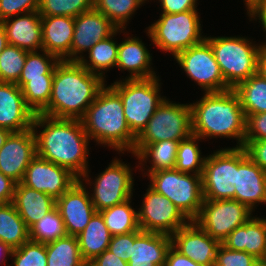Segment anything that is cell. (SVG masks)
<instances>
[{
	"instance_id": "6da1fadb",
	"label": "cell",
	"mask_w": 266,
	"mask_h": 266,
	"mask_svg": "<svg viewBox=\"0 0 266 266\" xmlns=\"http://www.w3.org/2000/svg\"><path fill=\"white\" fill-rule=\"evenodd\" d=\"M37 127H44L40 134L37 133ZM32 129L36 137L37 156L68 169L78 179L82 177L85 183L91 184L87 179V146L90 138L80 119L53 118L36 114Z\"/></svg>"
},
{
	"instance_id": "7a4b0ae2",
	"label": "cell",
	"mask_w": 266,
	"mask_h": 266,
	"mask_svg": "<svg viewBox=\"0 0 266 266\" xmlns=\"http://www.w3.org/2000/svg\"><path fill=\"white\" fill-rule=\"evenodd\" d=\"M104 82L78 61H59L55 66L49 103L40 114L81 119L99 91L107 85Z\"/></svg>"
},
{
	"instance_id": "3957f363",
	"label": "cell",
	"mask_w": 266,
	"mask_h": 266,
	"mask_svg": "<svg viewBox=\"0 0 266 266\" xmlns=\"http://www.w3.org/2000/svg\"><path fill=\"white\" fill-rule=\"evenodd\" d=\"M192 110V133L207 137L235 138L236 148L244 147L246 117L234 89L205 93Z\"/></svg>"
},
{
	"instance_id": "277c9868",
	"label": "cell",
	"mask_w": 266,
	"mask_h": 266,
	"mask_svg": "<svg viewBox=\"0 0 266 266\" xmlns=\"http://www.w3.org/2000/svg\"><path fill=\"white\" fill-rule=\"evenodd\" d=\"M85 132L98 144L108 145L116 151L132 152L136 136L129 129L120 96L106 85L80 119Z\"/></svg>"
},
{
	"instance_id": "5b68a950",
	"label": "cell",
	"mask_w": 266,
	"mask_h": 266,
	"mask_svg": "<svg viewBox=\"0 0 266 266\" xmlns=\"http://www.w3.org/2000/svg\"><path fill=\"white\" fill-rule=\"evenodd\" d=\"M158 77L123 79L109 85L121 98L126 123L137 137L166 97L159 95Z\"/></svg>"
},
{
	"instance_id": "8992f818",
	"label": "cell",
	"mask_w": 266,
	"mask_h": 266,
	"mask_svg": "<svg viewBox=\"0 0 266 266\" xmlns=\"http://www.w3.org/2000/svg\"><path fill=\"white\" fill-rule=\"evenodd\" d=\"M215 55L224 81L234 89L239 83L257 73L261 45L243 37H205Z\"/></svg>"
},
{
	"instance_id": "52a82bcc",
	"label": "cell",
	"mask_w": 266,
	"mask_h": 266,
	"mask_svg": "<svg viewBox=\"0 0 266 266\" xmlns=\"http://www.w3.org/2000/svg\"><path fill=\"white\" fill-rule=\"evenodd\" d=\"M197 10L182 13H161L160 19L148 27L147 33L160 50L172 53L174 58L189 47L202 43L201 24Z\"/></svg>"
},
{
	"instance_id": "ba28073f",
	"label": "cell",
	"mask_w": 266,
	"mask_h": 266,
	"mask_svg": "<svg viewBox=\"0 0 266 266\" xmlns=\"http://www.w3.org/2000/svg\"><path fill=\"white\" fill-rule=\"evenodd\" d=\"M148 177L152 189L167 197L189 221L196 219L204 202L202 175L166 169L149 173Z\"/></svg>"
},
{
	"instance_id": "9c48e42d",
	"label": "cell",
	"mask_w": 266,
	"mask_h": 266,
	"mask_svg": "<svg viewBox=\"0 0 266 266\" xmlns=\"http://www.w3.org/2000/svg\"><path fill=\"white\" fill-rule=\"evenodd\" d=\"M192 134L191 105L176 104L165 99L136 137L131 153L136 156L148 144L162 140L181 141Z\"/></svg>"
},
{
	"instance_id": "30bf717a",
	"label": "cell",
	"mask_w": 266,
	"mask_h": 266,
	"mask_svg": "<svg viewBox=\"0 0 266 266\" xmlns=\"http://www.w3.org/2000/svg\"><path fill=\"white\" fill-rule=\"evenodd\" d=\"M252 211L239 201L233 199H204L196 222L211 238L220 243L237 227L246 223Z\"/></svg>"
},
{
	"instance_id": "8fae6325",
	"label": "cell",
	"mask_w": 266,
	"mask_h": 266,
	"mask_svg": "<svg viewBox=\"0 0 266 266\" xmlns=\"http://www.w3.org/2000/svg\"><path fill=\"white\" fill-rule=\"evenodd\" d=\"M174 59L205 93L231 89L224 81L212 47L206 40L180 52Z\"/></svg>"
},
{
	"instance_id": "7c38bea8",
	"label": "cell",
	"mask_w": 266,
	"mask_h": 266,
	"mask_svg": "<svg viewBox=\"0 0 266 266\" xmlns=\"http://www.w3.org/2000/svg\"><path fill=\"white\" fill-rule=\"evenodd\" d=\"M146 191L142 206L137 211L138 224L142 231L171 236L189 222L167 197L157 193L150 186Z\"/></svg>"
},
{
	"instance_id": "4fadbf2b",
	"label": "cell",
	"mask_w": 266,
	"mask_h": 266,
	"mask_svg": "<svg viewBox=\"0 0 266 266\" xmlns=\"http://www.w3.org/2000/svg\"><path fill=\"white\" fill-rule=\"evenodd\" d=\"M131 168L119 159L100 173L95 181L91 201L97 212L121 204L131 199L133 194V177Z\"/></svg>"
},
{
	"instance_id": "5bb4252c",
	"label": "cell",
	"mask_w": 266,
	"mask_h": 266,
	"mask_svg": "<svg viewBox=\"0 0 266 266\" xmlns=\"http://www.w3.org/2000/svg\"><path fill=\"white\" fill-rule=\"evenodd\" d=\"M234 177L235 147L223 148L205 157L202 174L204 199L234 200Z\"/></svg>"
},
{
	"instance_id": "9a60e30c",
	"label": "cell",
	"mask_w": 266,
	"mask_h": 266,
	"mask_svg": "<svg viewBox=\"0 0 266 266\" xmlns=\"http://www.w3.org/2000/svg\"><path fill=\"white\" fill-rule=\"evenodd\" d=\"M235 196L251 211L258 203L266 204V171L248 156L244 147H235Z\"/></svg>"
},
{
	"instance_id": "2e32d148",
	"label": "cell",
	"mask_w": 266,
	"mask_h": 266,
	"mask_svg": "<svg viewBox=\"0 0 266 266\" xmlns=\"http://www.w3.org/2000/svg\"><path fill=\"white\" fill-rule=\"evenodd\" d=\"M77 180L68 169L36 155L25 170L21 183L57 200Z\"/></svg>"
},
{
	"instance_id": "e0dca14e",
	"label": "cell",
	"mask_w": 266,
	"mask_h": 266,
	"mask_svg": "<svg viewBox=\"0 0 266 266\" xmlns=\"http://www.w3.org/2000/svg\"><path fill=\"white\" fill-rule=\"evenodd\" d=\"M36 155V137L32 128L12 132L0 148V172L18 184Z\"/></svg>"
},
{
	"instance_id": "ac0fdd59",
	"label": "cell",
	"mask_w": 266,
	"mask_h": 266,
	"mask_svg": "<svg viewBox=\"0 0 266 266\" xmlns=\"http://www.w3.org/2000/svg\"><path fill=\"white\" fill-rule=\"evenodd\" d=\"M68 235L78 236L97 212L82 179L56 200Z\"/></svg>"
},
{
	"instance_id": "d6986e66",
	"label": "cell",
	"mask_w": 266,
	"mask_h": 266,
	"mask_svg": "<svg viewBox=\"0 0 266 266\" xmlns=\"http://www.w3.org/2000/svg\"><path fill=\"white\" fill-rule=\"evenodd\" d=\"M118 28L94 7L74 18V34L70 49V61H78L83 51L113 35Z\"/></svg>"
},
{
	"instance_id": "ffe728a7",
	"label": "cell",
	"mask_w": 266,
	"mask_h": 266,
	"mask_svg": "<svg viewBox=\"0 0 266 266\" xmlns=\"http://www.w3.org/2000/svg\"><path fill=\"white\" fill-rule=\"evenodd\" d=\"M172 246L184 256L204 266H214L221 244L211 238L196 222L189 221L171 235Z\"/></svg>"
},
{
	"instance_id": "44dd1931",
	"label": "cell",
	"mask_w": 266,
	"mask_h": 266,
	"mask_svg": "<svg viewBox=\"0 0 266 266\" xmlns=\"http://www.w3.org/2000/svg\"><path fill=\"white\" fill-rule=\"evenodd\" d=\"M34 113L26 106L16 83L0 82V127L11 132L32 128Z\"/></svg>"
},
{
	"instance_id": "7402d4cb",
	"label": "cell",
	"mask_w": 266,
	"mask_h": 266,
	"mask_svg": "<svg viewBox=\"0 0 266 266\" xmlns=\"http://www.w3.org/2000/svg\"><path fill=\"white\" fill-rule=\"evenodd\" d=\"M171 245L170 235L134 231V243H130L128 266H164Z\"/></svg>"
},
{
	"instance_id": "603a6c76",
	"label": "cell",
	"mask_w": 266,
	"mask_h": 266,
	"mask_svg": "<svg viewBox=\"0 0 266 266\" xmlns=\"http://www.w3.org/2000/svg\"><path fill=\"white\" fill-rule=\"evenodd\" d=\"M1 21L8 44L27 52L42 51V23L39 11H33ZM13 19V20H12Z\"/></svg>"
},
{
	"instance_id": "cb8c5ba5",
	"label": "cell",
	"mask_w": 266,
	"mask_h": 266,
	"mask_svg": "<svg viewBox=\"0 0 266 266\" xmlns=\"http://www.w3.org/2000/svg\"><path fill=\"white\" fill-rule=\"evenodd\" d=\"M42 50L60 61H70L74 34V18L69 16H41Z\"/></svg>"
},
{
	"instance_id": "d4e9b609",
	"label": "cell",
	"mask_w": 266,
	"mask_h": 266,
	"mask_svg": "<svg viewBox=\"0 0 266 266\" xmlns=\"http://www.w3.org/2000/svg\"><path fill=\"white\" fill-rule=\"evenodd\" d=\"M227 249L244 251L261 261L266 252V219L251 217L221 243Z\"/></svg>"
},
{
	"instance_id": "484cf974",
	"label": "cell",
	"mask_w": 266,
	"mask_h": 266,
	"mask_svg": "<svg viewBox=\"0 0 266 266\" xmlns=\"http://www.w3.org/2000/svg\"><path fill=\"white\" fill-rule=\"evenodd\" d=\"M152 57L139 38L130 36L119 43L116 66L129 71L127 79H148L156 77L150 67Z\"/></svg>"
},
{
	"instance_id": "4316f807",
	"label": "cell",
	"mask_w": 266,
	"mask_h": 266,
	"mask_svg": "<svg viewBox=\"0 0 266 266\" xmlns=\"http://www.w3.org/2000/svg\"><path fill=\"white\" fill-rule=\"evenodd\" d=\"M12 203L28 229L56 207L54 198L21 182L15 185Z\"/></svg>"
},
{
	"instance_id": "83f0119b",
	"label": "cell",
	"mask_w": 266,
	"mask_h": 266,
	"mask_svg": "<svg viewBox=\"0 0 266 266\" xmlns=\"http://www.w3.org/2000/svg\"><path fill=\"white\" fill-rule=\"evenodd\" d=\"M112 235L100 212H96L86 228L77 236L82 259L88 264L109 247Z\"/></svg>"
},
{
	"instance_id": "f1b7e54d",
	"label": "cell",
	"mask_w": 266,
	"mask_h": 266,
	"mask_svg": "<svg viewBox=\"0 0 266 266\" xmlns=\"http://www.w3.org/2000/svg\"><path fill=\"white\" fill-rule=\"evenodd\" d=\"M122 30L124 29H118L110 37L94 44L88 51L89 61L85 59L84 56L79 55L80 59L78 62L89 72L100 76L102 79H105L103 74L105 73L104 71L106 69L109 70L112 67H116L119 44L113 40V37Z\"/></svg>"
},
{
	"instance_id": "f546056e",
	"label": "cell",
	"mask_w": 266,
	"mask_h": 266,
	"mask_svg": "<svg viewBox=\"0 0 266 266\" xmlns=\"http://www.w3.org/2000/svg\"><path fill=\"white\" fill-rule=\"evenodd\" d=\"M29 240V229L14 204L0 205V241L12 249L21 247Z\"/></svg>"
},
{
	"instance_id": "4dcf8cb0",
	"label": "cell",
	"mask_w": 266,
	"mask_h": 266,
	"mask_svg": "<svg viewBox=\"0 0 266 266\" xmlns=\"http://www.w3.org/2000/svg\"><path fill=\"white\" fill-rule=\"evenodd\" d=\"M234 90L245 115L266 112V79L259 73L239 83Z\"/></svg>"
},
{
	"instance_id": "1f68e13d",
	"label": "cell",
	"mask_w": 266,
	"mask_h": 266,
	"mask_svg": "<svg viewBox=\"0 0 266 266\" xmlns=\"http://www.w3.org/2000/svg\"><path fill=\"white\" fill-rule=\"evenodd\" d=\"M130 200L100 211L112 236L141 230L138 224V213L131 207Z\"/></svg>"
},
{
	"instance_id": "d6a6232c",
	"label": "cell",
	"mask_w": 266,
	"mask_h": 266,
	"mask_svg": "<svg viewBox=\"0 0 266 266\" xmlns=\"http://www.w3.org/2000/svg\"><path fill=\"white\" fill-rule=\"evenodd\" d=\"M47 266H87L82 259L77 236L67 235L46 244Z\"/></svg>"
},
{
	"instance_id": "836d02e7",
	"label": "cell",
	"mask_w": 266,
	"mask_h": 266,
	"mask_svg": "<svg viewBox=\"0 0 266 266\" xmlns=\"http://www.w3.org/2000/svg\"><path fill=\"white\" fill-rule=\"evenodd\" d=\"M179 142L162 140L148 144L135 157L140 160L139 162L145 163L151 158L152 166L147 169L148 174L158 170L175 169Z\"/></svg>"
},
{
	"instance_id": "e575fe53",
	"label": "cell",
	"mask_w": 266,
	"mask_h": 266,
	"mask_svg": "<svg viewBox=\"0 0 266 266\" xmlns=\"http://www.w3.org/2000/svg\"><path fill=\"white\" fill-rule=\"evenodd\" d=\"M67 235L64 221L57 207L29 229V239L42 244L56 241Z\"/></svg>"
},
{
	"instance_id": "d590c367",
	"label": "cell",
	"mask_w": 266,
	"mask_h": 266,
	"mask_svg": "<svg viewBox=\"0 0 266 266\" xmlns=\"http://www.w3.org/2000/svg\"><path fill=\"white\" fill-rule=\"evenodd\" d=\"M147 0H93V7L118 29H125L132 14Z\"/></svg>"
},
{
	"instance_id": "8d00e7d4",
	"label": "cell",
	"mask_w": 266,
	"mask_h": 266,
	"mask_svg": "<svg viewBox=\"0 0 266 266\" xmlns=\"http://www.w3.org/2000/svg\"><path fill=\"white\" fill-rule=\"evenodd\" d=\"M59 61L56 56L44 50H42V55L38 51L28 52L16 84L22 88L30 79L43 78V75H54L55 66Z\"/></svg>"
},
{
	"instance_id": "74e56055",
	"label": "cell",
	"mask_w": 266,
	"mask_h": 266,
	"mask_svg": "<svg viewBox=\"0 0 266 266\" xmlns=\"http://www.w3.org/2000/svg\"><path fill=\"white\" fill-rule=\"evenodd\" d=\"M201 138L196 135H190L188 138L181 140L178 144L175 169L188 173L202 175L205 157H201V151L197 141Z\"/></svg>"
},
{
	"instance_id": "f35d334b",
	"label": "cell",
	"mask_w": 266,
	"mask_h": 266,
	"mask_svg": "<svg viewBox=\"0 0 266 266\" xmlns=\"http://www.w3.org/2000/svg\"><path fill=\"white\" fill-rule=\"evenodd\" d=\"M54 75H43V78L30 79L22 88L26 106L36 115L48 105L51 96Z\"/></svg>"
},
{
	"instance_id": "ab89813d",
	"label": "cell",
	"mask_w": 266,
	"mask_h": 266,
	"mask_svg": "<svg viewBox=\"0 0 266 266\" xmlns=\"http://www.w3.org/2000/svg\"><path fill=\"white\" fill-rule=\"evenodd\" d=\"M27 53V51L9 44L5 47L0 54V82H18Z\"/></svg>"
},
{
	"instance_id": "60d3db41",
	"label": "cell",
	"mask_w": 266,
	"mask_h": 266,
	"mask_svg": "<svg viewBox=\"0 0 266 266\" xmlns=\"http://www.w3.org/2000/svg\"><path fill=\"white\" fill-rule=\"evenodd\" d=\"M93 8V0H40L39 14L41 16L77 17Z\"/></svg>"
},
{
	"instance_id": "b9f144b4",
	"label": "cell",
	"mask_w": 266,
	"mask_h": 266,
	"mask_svg": "<svg viewBox=\"0 0 266 266\" xmlns=\"http://www.w3.org/2000/svg\"><path fill=\"white\" fill-rule=\"evenodd\" d=\"M14 266H47L46 244L26 241L12 251Z\"/></svg>"
},
{
	"instance_id": "7bdbcfd3",
	"label": "cell",
	"mask_w": 266,
	"mask_h": 266,
	"mask_svg": "<svg viewBox=\"0 0 266 266\" xmlns=\"http://www.w3.org/2000/svg\"><path fill=\"white\" fill-rule=\"evenodd\" d=\"M214 266H260V261L244 251L227 249L220 244Z\"/></svg>"
},
{
	"instance_id": "ee69618b",
	"label": "cell",
	"mask_w": 266,
	"mask_h": 266,
	"mask_svg": "<svg viewBox=\"0 0 266 266\" xmlns=\"http://www.w3.org/2000/svg\"><path fill=\"white\" fill-rule=\"evenodd\" d=\"M40 0H0V22L17 15L38 11Z\"/></svg>"
},
{
	"instance_id": "f6af8a7d",
	"label": "cell",
	"mask_w": 266,
	"mask_h": 266,
	"mask_svg": "<svg viewBox=\"0 0 266 266\" xmlns=\"http://www.w3.org/2000/svg\"><path fill=\"white\" fill-rule=\"evenodd\" d=\"M245 139L244 148L251 141L266 139V112L252 115H245Z\"/></svg>"
},
{
	"instance_id": "bcb514c9",
	"label": "cell",
	"mask_w": 266,
	"mask_h": 266,
	"mask_svg": "<svg viewBox=\"0 0 266 266\" xmlns=\"http://www.w3.org/2000/svg\"><path fill=\"white\" fill-rule=\"evenodd\" d=\"M130 243H134V232L111 237L108 250L118 258L128 262Z\"/></svg>"
},
{
	"instance_id": "7dc6e473",
	"label": "cell",
	"mask_w": 266,
	"mask_h": 266,
	"mask_svg": "<svg viewBox=\"0 0 266 266\" xmlns=\"http://www.w3.org/2000/svg\"><path fill=\"white\" fill-rule=\"evenodd\" d=\"M245 149L254 163L266 171V139L251 141Z\"/></svg>"
},
{
	"instance_id": "c3c4849f",
	"label": "cell",
	"mask_w": 266,
	"mask_h": 266,
	"mask_svg": "<svg viewBox=\"0 0 266 266\" xmlns=\"http://www.w3.org/2000/svg\"><path fill=\"white\" fill-rule=\"evenodd\" d=\"M162 13L175 14L189 10H196L197 0H159Z\"/></svg>"
},
{
	"instance_id": "681fc988",
	"label": "cell",
	"mask_w": 266,
	"mask_h": 266,
	"mask_svg": "<svg viewBox=\"0 0 266 266\" xmlns=\"http://www.w3.org/2000/svg\"><path fill=\"white\" fill-rule=\"evenodd\" d=\"M87 266H128V262L118 258L116 254L106 249L89 262Z\"/></svg>"
},
{
	"instance_id": "f907efd6",
	"label": "cell",
	"mask_w": 266,
	"mask_h": 266,
	"mask_svg": "<svg viewBox=\"0 0 266 266\" xmlns=\"http://www.w3.org/2000/svg\"><path fill=\"white\" fill-rule=\"evenodd\" d=\"M164 266H204L184 256L172 245L168 250Z\"/></svg>"
},
{
	"instance_id": "816d5d0a",
	"label": "cell",
	"mask_w": 266,
	"mask_h": 266,
	"mask_svg": "<svg viewBox=\"0 0 266 266\" xmlns=\"http://www.w3.org/2000/svg\"><path fill=\"white\" fill-rule=\"evenodd\" d=\"M16 183L0 172V205L13 201Z\"/></svg>"
},
{
	"instance_id": "f5cc1de1",
	"label": "cell",
	"mask_w": 266,
	"mask_h": 266,
	"mask_svg": "<svg viewBox=\"0 0 266 266\" xmlns=\"http://www.w3.org/2000/svg\"><path fill=\"white\" fill-rule=\"evenodd\" d=\"M249 16L252 20L257 19L261 21L263 25L264 32L266 31V0H262L257 6H255L249 13ZM257 17V18H255Z\"/></svg>"
},
{
	"instance_id": "db71d44e",
	"label": "cell",
	"mask_w": 266,
	"mask_h": 266,
	"mask_svg": "<svg viewBox=\"0 0 266 266\" xmlns=\"http://www.w3.org/2000/svg\"><path fill=\"white\" fill-rule=\"evenodd\" d=\"M257 73L266 79V53L261 50L258 56Z\"/></svg>"
},
{
	"instance_id": "11a10c76",
	"label": "cell",
	"mask_w": 266,
	"mask_h": 266,
	"mask_svg": "<svg viewBox=\"0 0 266 266\" xmlns=\"http://www.w3.org/2000/svg\"><path fill=\"white\" fill-rule=\"evenodd\" d=\"M13 249L6 243L0 241V254H2L3 258L0 257L1 259V264L6 261L5 257L12 255ZM5 255V256H4ZM5 259V260H4Z\"/></svg>"
},
{
	"instance_id": "9f6ffc18",
	"label": "cell",
	"mask_w": 266,
	"mask_h": 266,
	"mask_svg": "<svg viewBox=\"0 0 266 266\" xmlns=\"http://www.w3.org/2000/svg\"><path fill=\"white\" fill-rule=\"evenodd\" d=\"M7 45H8L7 36H6L3 26L0 23V54L2 53V51L5 49Z\"/></svg>"
},
{
	"instance_id": "6f0895ef",
	"label": "cell",
	"mask_w": 266,
	"mask_h": 266,
	"mask_svg": "<svg viewBox=\"0 0 266 266\" xmlns=\"http://www.w3.org/2000/svg\"><path fill=\"white\" fill-rule=\"evenodd\" d=\"M11 133L12 132L10 130L0 127V148L5 144Z\"/></svg>"
},
{
	"instance_id": "680465c9",
	"label": "cell",
	"mask_w": 266,
	"mask_h": 266,
	"mask_svg": "<svg viewBox=\"0 0 266 266\" xmlns=\"http://www.w3.org/2000/svg\"><path fill=\"white\" fill-rule=\"evenodd\" d=\"M245 6L247 7V14L255 7L257 6L262 0H244Z\"/></svg>"
},
{
	"instance_id": "91938a15",
	"label": "cell",
	"mask_w": 266,
	"mask_h": 266,
	"mask_svg": "<svg viewBox=\"0 0 266 266\" xmlns=\"http://www.w3.org/2000/svg\"><path fill=\"white\" fill-rule=\"evenodd\" d=\"M260 266H266V252L263 259L260 261Z\"/></svg>"
},
{
	"instance_id": "94428289",
	"label": "cell",
	"mask_w": 266,
	"mask_h": 266,
	"mask_svg": "<svg viewBox=\"0 0 266 266\" xmlns=\"http://www.w3.org/2000/svg\"><path fill=\"white\" fill-rule=\"evenodd\" d=\"M262 50L266 53V42L262 45Z\"/></svg>"
}]
</instances>
